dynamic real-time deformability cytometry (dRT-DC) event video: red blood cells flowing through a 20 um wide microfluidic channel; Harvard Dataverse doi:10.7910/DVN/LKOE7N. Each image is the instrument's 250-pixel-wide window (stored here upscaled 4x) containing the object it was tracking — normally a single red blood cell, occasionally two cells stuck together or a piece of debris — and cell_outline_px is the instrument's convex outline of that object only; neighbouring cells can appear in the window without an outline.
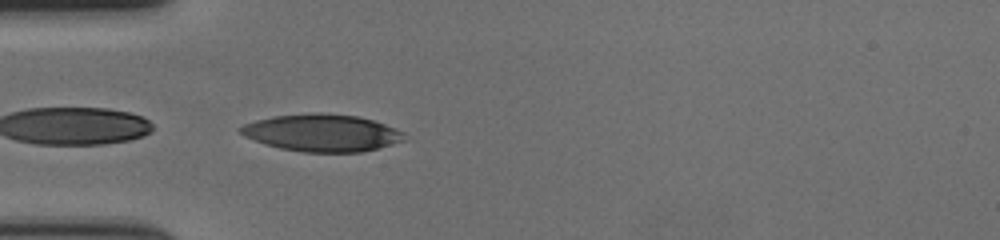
{"species": "human", "species_latin": "Homo sapiens", "temperature_condition": "cold", "stored_images_in_passage": 34, "camera_frame_rate_fps": 3000, "um_per_image_px": 0.085, "donor": {"sex": "female"}, "frame": {"image": 1, "passage_image": 1, "time_ms": 0.0, "image_size_px": [1000, 240], "cell_outline_px": [[404, 140], [392, 144], [360, 152], [304, 152], [280, 148], [264, 144], [244, 136], [240, 132], [240, 128], [244, 124], [256, 120], [272, 116], [316, 112], [320, 112], [356, 116], [372, 120], [384, 124], [404, 132]], "centroid_in_image_um": [27.34, 11.28], "position_along_channel_um": 57.7, "area_um2": 35.32}}
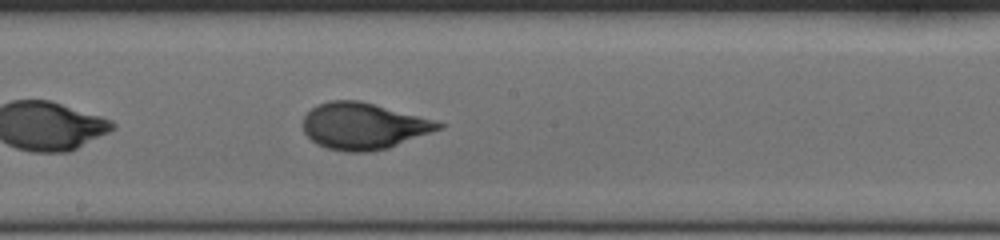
{"frame": {"image": 2, "passage_image": 15, "time_ms": 4.667, "image_size_px": [1000, 240], "cell_outline_px": [[448, 124], [444, 128], [388, 148], [372, 152], [344, 152], [328, 148], [316, 144], [304, 132], [304, 116], [312, 108], [328, 100], [360, 100]], "centroid_in_image_um": [30.92, 10.72], "position_along_channel_um": 217.3, "area_um2": 36.7}}
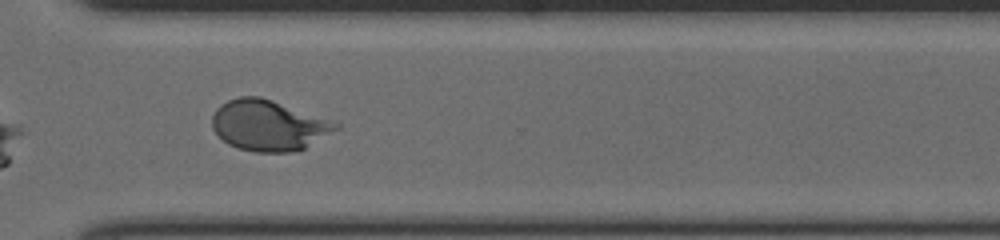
{"frame": {"image": 3, "passage_image": 26, "time_ms": 8.333, "image_size_px": [1000, 240], "cell_outline_px": [[340, 128], [304, 148], [292, 152], [256, 152], [236, 148], [228, 144], [212, 128], [212, 116], [216, 108], [220, 104], [228, 100], [240, 96], [260, 96], [272, 100], [340, 124]], "centroid_in_image_um": [22.79, 10.66], "position_along_channel_um": 347.8, "area_um2": 36.18}, "authors_computed_cell_mechanics": {"area_um2": 35.9805, "velocity_mm_per_s": 3.5492, "shape_relaxation_time_tau1_ms": 4.2528, "shape_relaxation_time_tau2_ms": null, "deformation_change_tau1": 0.2035, "deformation_change_tau2": null}}